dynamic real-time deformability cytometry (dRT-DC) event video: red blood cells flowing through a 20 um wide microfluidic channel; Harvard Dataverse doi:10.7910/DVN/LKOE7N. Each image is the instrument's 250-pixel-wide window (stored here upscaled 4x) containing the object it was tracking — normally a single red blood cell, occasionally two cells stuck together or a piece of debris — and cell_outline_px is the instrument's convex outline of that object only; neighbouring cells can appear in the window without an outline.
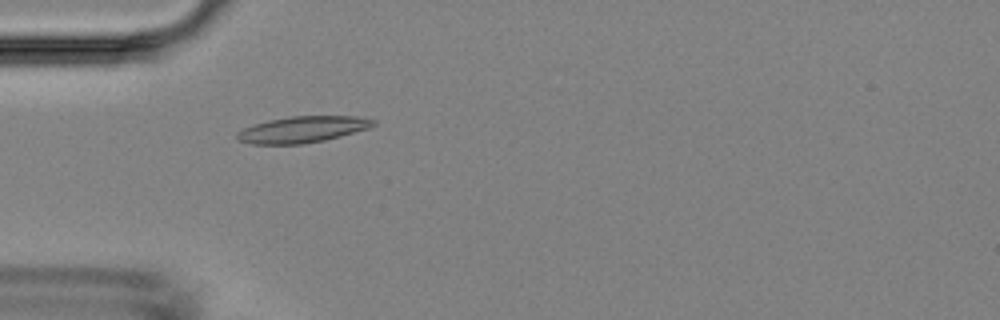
{"species": "Egyptian fruit bat (a non-hibernating species)", "species_latin": "Rousettus aegyptiacus", "temperature_condition": "room temperature", "stored_images_in_passage": 6, "camera_frame_rate_fps": 3000, "um_per_image_px": 0.085, "animal": {"sex": "female"}, "frame": {"image": 1, "passage_image": 3, "time_ms": 0.667, "image_size_px": [1000, 320], "cell_outline_px": [[376, 124], [368, 128], [340, 136], [324, 140], [300, 144], [252, 144], [236, 140], [236, 132], [244, 128], [268, 120], [292, 116], [356, 116], [376, 120]], "centroid_in_image_um": [25.69, 11.0], "position_along_channel_um": 59.3, "area_um2": 20.75}}